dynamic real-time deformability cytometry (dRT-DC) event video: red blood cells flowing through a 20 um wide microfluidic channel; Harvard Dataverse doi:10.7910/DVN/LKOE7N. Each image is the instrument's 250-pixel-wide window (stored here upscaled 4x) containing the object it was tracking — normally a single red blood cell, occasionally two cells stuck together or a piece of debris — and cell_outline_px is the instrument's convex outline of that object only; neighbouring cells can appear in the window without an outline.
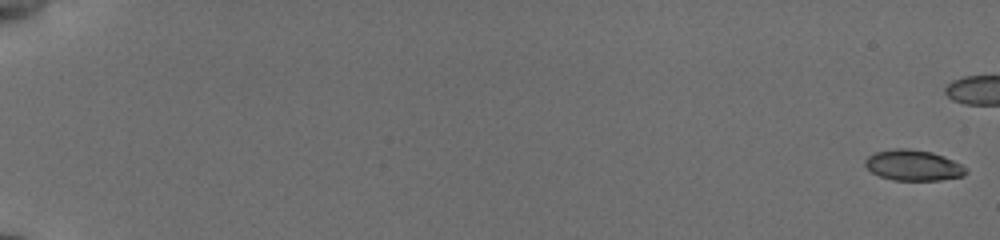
{"species": "common noctule bat (a hibernating species)", "species_latin": "Nyctalus noctula", "temperature_condition": "cold", "stored_images_in_passage": 49, "camera_frame_rate_fps": 3000, "um_per_image_px": 0.085, "animal": {"sex": "female", "body_mass_g": 19.5, "forearm_length_mm": 54.1}, "frame": {"image": 1, "passage_image": 1, "time_ms": 0.0, "image_size_px": [1000, 240], "cell_outline_px": [[968, 172], [964, 176], [940, 180], [892, 180], [880, 176], [872, 172], [864, 164], [864, 160], [868, 156], [876, 152], [892, 148], [908, 148], [932, 152], [944, 156], [968, 168]], "centroid_in_image_um": [77.64, 14.05], "position_along_channel_um": 7.4, "area_um2": 18.15}}
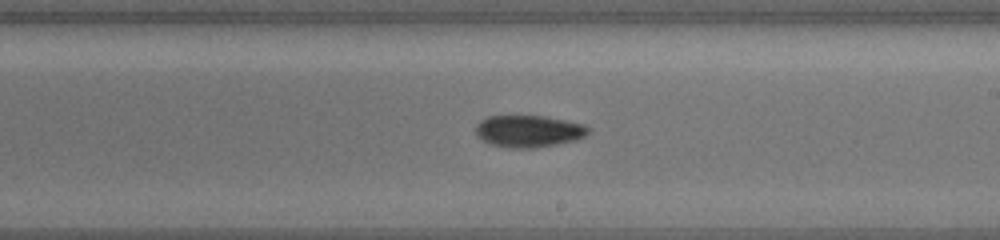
{"frame": {"image": 2, "passage_image": 36, "time_ms": 11.667, "image_size_px": [1000, 240], "cell_outline_px": [[592, 128], [584, 136], [576, 140], [536, 148], [508, 148], [488, 144], [476, 136], [476, 124], [480, 120], [488, 116], [544, 116], [584, 124]], "centroid_in_image_um": [44.91, 11.16], "position_along_channel_um": 244.1, "area_um2": 21.15}}
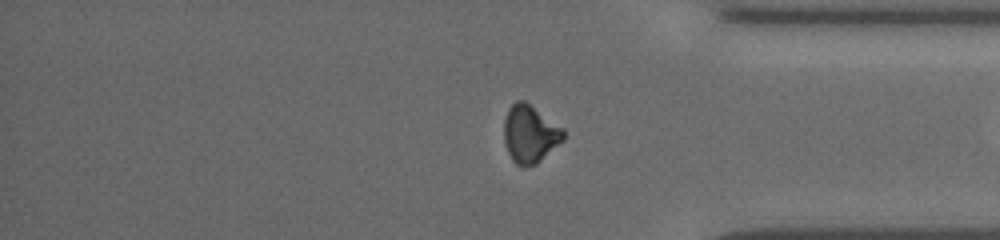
{"frame": {"image": 3, "passage_image": 48, "time_ms": 15.667, "image_size_px": [1000, 240], "cell_outline_px": [[564, 140], [536, 164], [516, 164], [512, 160], [508, 152], [504, 140], [504, 120], [508, 108], [516, 100], [524, 100], [564, 128]], "centroid_in_image_um": [45.05, 11.35], "position_along_channel_um": 390.1, "area_um2": 19.83}}